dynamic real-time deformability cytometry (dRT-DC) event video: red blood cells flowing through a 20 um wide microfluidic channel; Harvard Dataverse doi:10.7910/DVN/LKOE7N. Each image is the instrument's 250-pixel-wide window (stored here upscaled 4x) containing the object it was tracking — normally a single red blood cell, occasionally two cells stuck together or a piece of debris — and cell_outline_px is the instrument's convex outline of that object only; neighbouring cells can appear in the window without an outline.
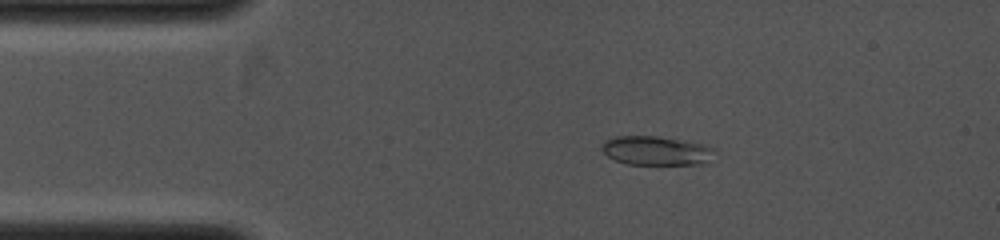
{"species": "common noctule bat (a hibernating species)", "species_latin": "Nyctalus noctula", "temperature_condition": "cold", "stored_images_in_passage": 10, "camera_frame_rate_fps": 4000, "um_per_image_px": 0.085, "animal": {"sex": "female", "body_mass_g": 19.0, "forearm_length_mm": 53.3}, "frame": {"image": 1, "passage_image": 5, "time_ms": 1.5, "image_size_px": [1000, 240], "cell_outline_px": [[716, 148], [704, 164], [628, 164], [616, 160], [608, 156], [600, 148], [604, 140], [616, 136], [656, 136], [704, 144]], "centroid_in_image_um": [55.74, 12.8], "position_along_channel_um": 29.3, "area_um2": 18.9}}
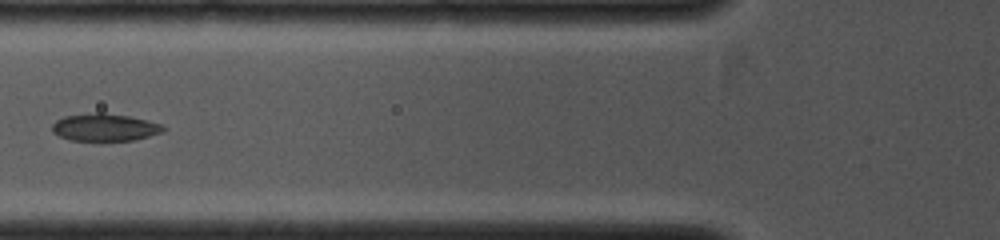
{"frame": {"image": 2, "passage_image": 9, "time_ms": 3.75, "image_size_px": [1000, 240], "cell_outline_px": [[168, 128], [164, 132], [136, 140], [72, 140], [60, 136], [52, 132], [52, 124], [56, 120], [64, 116], [96, 112], [104, 112], [128, 116], [148, 120], [160, 124]], "centroid_in_image_um": [8.94, 10.81], "position_along_channel_um": 116.9, "area_um2": 17.86}}
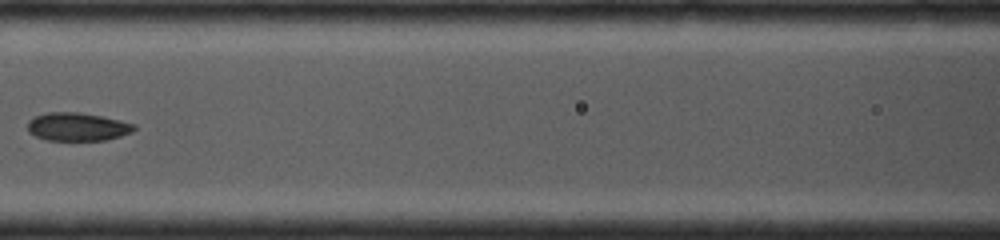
{"frame": {"image": 3, "passage_image": 10, "time_ms": 4.5, "image_size_px": [1000, 240], "cell_outline_px": [[136, 128], [132, 132], [120, 136], [104, 140], [48, 140], [36, 136], [28, 132], [28, 120], [36, 116], [48, 112], [80, 112], [104, 116], [136, 124]], "centroid_in_image_um": [6.6, 10.76], "position_along_channel_um": 160.0, "area_um2": 17.57}}